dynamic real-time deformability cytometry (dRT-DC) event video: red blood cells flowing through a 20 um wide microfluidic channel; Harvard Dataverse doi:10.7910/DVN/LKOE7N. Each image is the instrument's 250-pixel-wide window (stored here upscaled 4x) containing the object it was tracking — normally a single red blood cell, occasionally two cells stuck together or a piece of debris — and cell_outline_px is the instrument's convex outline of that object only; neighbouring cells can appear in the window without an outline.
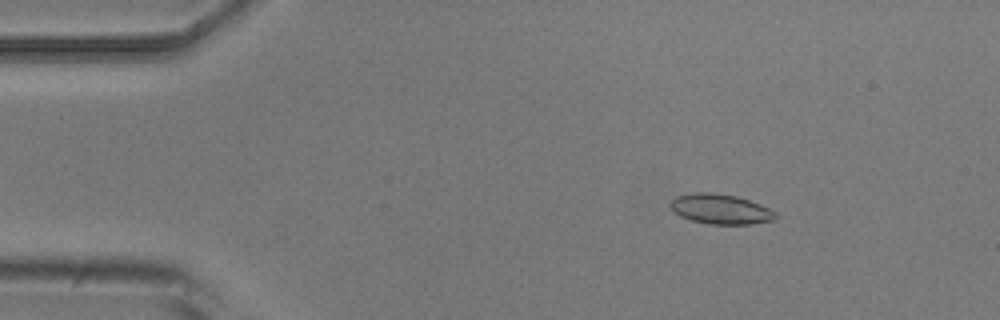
{"species": "common noctule bat (a hibernating species)", "species_latin": "Nyctalus noctula", "temperature_condition": "room temperature", "stored_images_in_passage": 6, "camera_frame_rate_fps": 3000, "um_per_image_px": 0.085, "animal": {"sex": "male", "body_mass_g": 20.5, "forearm_length_mm": 52.5}, "frame": {"image": 1, "passage_image": 3, "time_ms": 2.333, "image_size_px": [1000, 320], "cell_outline_px": [[776, 220], [748, 224], [708, 224], [692, 220], [680, 216], [668, 204], [676, 196], [696, 192], [708, 192], [736, 196], [760, 204], [776, 212]], "centroid_in_image_um": [61.25, 17.77], "position_along_channel_um": 23.8, "area_um2": 18.21}}
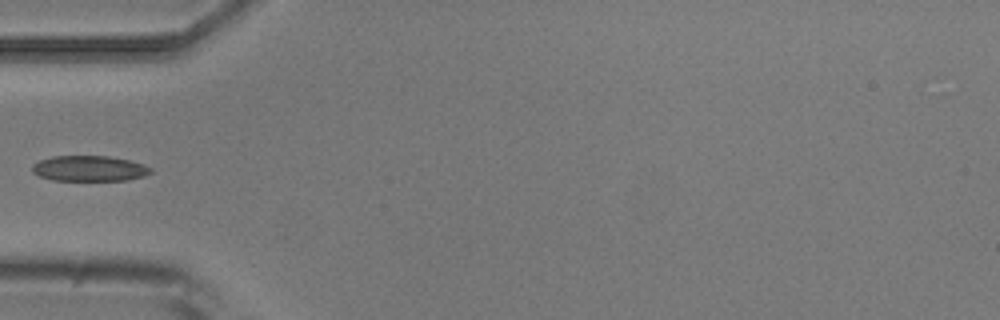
{"frame": {"image": 2, "passage_image": 5, "time_ms": 5.667, "image_size_px": [1000, 320], "cell_outline_px": [[152, 172], [144, 176], [128, 180], [52, 180], [40, 176], [32, 172], [32, 164], [40, 160], [52, 156], [108, 156], [128, 160], [152, 168]], "centroid_in_image_um": [7.57, 14.32], "position_along_channel_um": 77.4, "area_um2": 17.51}}
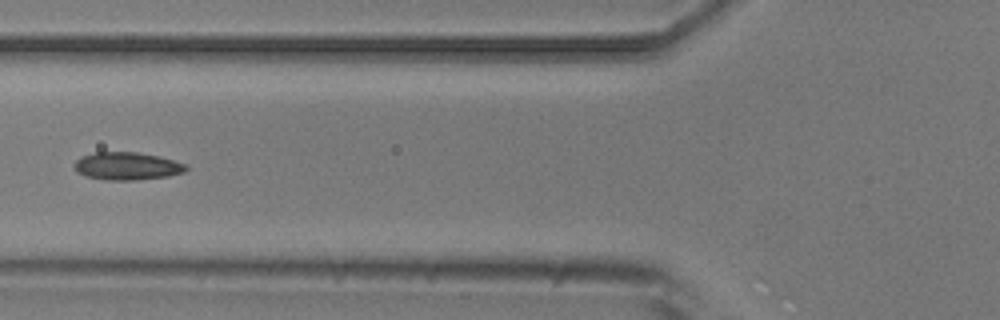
{"frame": {"image": 3, "passage_image": 6, "time_ms": 6.667, "image_size_px": [1000, 320], "cell_outline_px": [[188, 168], [184, 172], [168, 176], [136, 180], [108, 180], [88, 176], [76, 172], [76, 160], [84, 156], [96, 152], [136, 152], [156, 156], [172, 160], [184, 164]], "centroid_in_image_um": [10.81, 14.12], "position_along_channel_um": 115.0, "area_um2": 17.63}}